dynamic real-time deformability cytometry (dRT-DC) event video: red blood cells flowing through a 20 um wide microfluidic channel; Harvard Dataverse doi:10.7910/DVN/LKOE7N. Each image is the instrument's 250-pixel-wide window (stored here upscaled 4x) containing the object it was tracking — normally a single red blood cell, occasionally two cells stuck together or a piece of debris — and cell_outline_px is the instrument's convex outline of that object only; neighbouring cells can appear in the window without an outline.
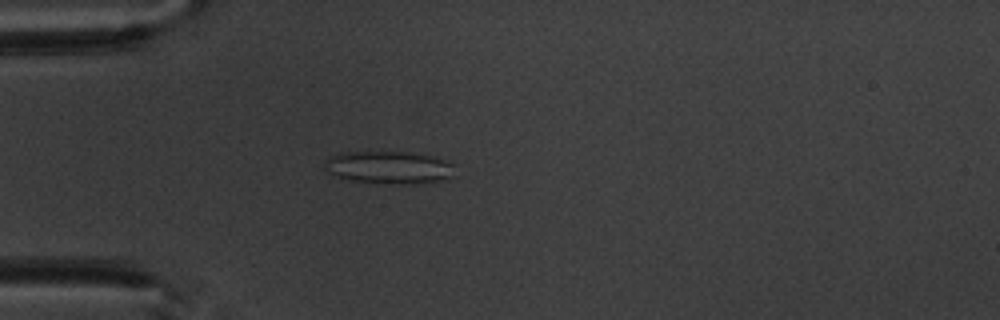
{"species": "common noctule bat (a hibernating species)", "species_latin": "Nyctalus noctula", "temperature_condition": "warm", "stored_images_in_passage": 5, "camera_frame_rate_fps": 3000, "um_per_image_px": 0.085, "animal": {"sex": "male", "body_mass_g": 20.1, "forearm_length_mm": 53.5}, "frame": {"image": 1, "passage_image": 4, "time_ms": 3.667, "image_size_px": [1000, 320], "cell_outline_px": [[456, 176], [424, 184], [396, 184], [352, 180], [328, 172], [324, 168], [324, 160], [340, 152], [408, 152], [436, 156], [452, 164]], "centroid_in_image_um": [33.12, 14.23], "position_along_channel_um": 51.9, "area_um2": 24.85}}